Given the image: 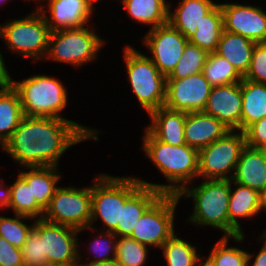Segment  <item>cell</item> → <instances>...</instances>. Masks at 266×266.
Wrapping results in <instances>:
<instances>
[{
    "instance_id": "obj_1",
    "label": "cell",
    "mask_w": 266,
    "mask_h": 266,
    "mask_svg": "<svg viewBox=\"0 0 266 266\" xmlns=\"http://www.w3.org/2000/svg\"><path fill=\"white\" fill-rule=\"evenodd\" d=\"M98 131L69 119L24 116L1 147L22 168L59 167L63 153L86 140L98 141Z\"/></svg>"
},
{
    "instance_id": "obj_2",
    "label": "cell",
    "mask_w": 266,
    "mask_h": 266,
    "mask_svg": "<svg viewBox=\"0 0 266 266\" xmlns=\"http://www.w3.org/2000/svg\"><path fill=\"white\" fill-rule=\"evenodd\" d=\"M143 137V152L164 174L167 184H153L139 179L162 194L178 195L198 177V150L187 144L173 146L157 140L147 129Z\"/></svg>"
},
{
    "instance_id": "obj_3",
    "label": "cell",
    "mask_w": 266,
    "mask_h": 266,
    "mask_svg": "<svg viewBox=\"0 0 266 266\" xmlns=\"http://www.w3.org/2000/svg\"><path fill=\"white\" fill-rule=\"evenodd\" d=\"M192 197L193 214L189 222L196 226H212L229 237L230 180L204 179L196 187L186 186L178 198Z\"/></svg>"
},
{
    "instance_id": "obj_4",
    "label": "cell",
    "mask_w": 266,
    "mask_h": 266,
    "mask_svg": "<svg viewBox=\"0 0 266 266\" xmlns=\"http://www.w3.org/2000/svg\"><path fill=\"white\" fill-rule=\"evenodd\" d=\"M91 186L92 210L90 227L98 217L101 218L105 230L112 232L116 227H121V206L126 200L142 185L136 177H113L107 174H100L94 178Z\"/></svg>"
},
{
    "instance_id": "obj_5",
    "label": "cell",
    "mask_w": 266,
    "mask_h": 266,
    "mask_svg": "<svg viewBox=\"0 0 266 266\" xmlns=\"http://www.w3.org/2000/svg\"><path fill=\"white\" fill-rule=\"evenodd\" d=\"M18 92L24 116L66 119L60 112L67 106V90L61 81L47 75H34L12 81Z\"/></svg>"
},
{
    "instance_id": "obj_6",
    "label": "cell",
    "mask_w": 266,
    "mask_h": 266,
    "mask_svg": "<svg viewBox=\"0 0 266 266\" xmlns=\"http://www.w3.org/2000/svg\"><path fill=\"white\" fill-rule=\"evenodd\" d=\"M123 59L129 82L142 109L149 114L165 105L167 77L160 73L152 60L127 45L124 48Z\"/></svg>"
},
{
    "instance_id": "obj_7",
    "label": "cell",
    "mask_w": 266,
    "mask_h": 266,
    "mask_svg": "<svg viewBox=\"0 0 266 266\" xmlns=\"http://www.w3.org/2000/svg\"><path fill=\"white\" fill-rule=\"evenodd\" d=\"M27 17L0 25V37L9 50L33 60L46 59L50 29L39 9Z\"/></svg>"
},
{
    "instance_id": "obj_8",
    "label": "cell",
    "mask_w": 266,
    "mask_h": 266,
    "mask_svg": "<svg viewBox=\"0 0 266 266\" xmlns=\"http://www.w3.org/2000/svg\"><path fill=\"white\" fill-rule=\"evenodd\" d=\"M93 29L72 28L53 31L50 33L46 57L57 62L85 65L96 60L97 53L106 44Z\"/></svg>"
},
{
    "instance_id": "obj_9",
    "label": "cell",
    "mask_w": 266,
    "mask_h": 266,
    "mask_svg": "<svg viewBox=\"0 0 266 266\" xmlns=\"http://www.w3.org/2000/svg\"><path fill=\"white\" fill-rule=\"evenodd\" d=\"M228 131L198 151V177L231 180L242 150L246 147L244 132ZM230 175V176H229Z\"/></svg>"
},
{
    "instance_id": "obj_10",
    "label": "cell",
    "mask_w": 266,
    "mask_h": 266,
    "mask_svg": "<svg viewBox=\"0 0 266 266\" xmlns=\"http://www.w3.org/2000/svg\"><path fill=\"white\" fill-rule=\"evenodd\" d=\"M92 210L91 187H58L49 205L44 210L43 219L83 231L90 227Z\"/></svg>"
},
{
    "instance_id": "obj_11",
    "label": "cell",
    "mask_w": 266,
    "mask_h": 266,
    "mask_svg": "<svg viewBox=\"0 0 266 266\" xmlns=\"http://www.w3.org/2000/svg\"><path fill=\"white\" fill-rule=\"evenodd\" d=\"M179 201L178 195L162 194L141 216L130 238L161 248L175 233L174 212Z\"/></svg>"
},
{
    "instance_id": "obj_12",
    "label": "cell",
    "mask_w": 266,
    "mask_h": 266,
    "mask_svg": "<svg viewBox=\"0 0 266 266\" xmlns=\"http://www.w3.org/2000/svg\"><path fill=\"white\" fill-rule=\"evenodd\" d=\"M33 228L40 234L43 256L47 257L49 265L79 266L82 260L78 249L79 230L43 218L35 219Z\"/></svg>"
},
{
    "instance_id": "obj_13",
    "label": "cell",
    "mask_w": 266,
    "mask_h": 266,
    "mask_svg": "<svg viewBox=\"0 0 266 266\" xmlns=\"http://www.w3.org/2000/svg\"><path fill=\"white\" fill-rule=\"evenodd\" d=\"M149 56L161 74L168 77L183 55L188 39L169 22L150 29L143 38Z\"/></svg>"
},
{
    "instance_id": "obj_14",
    "label": "cell",
    "mask_w": 266,
    "mask_h": 266,
    "mask_svg": "<svg viewBox=\"0 0 266 266\" xmlns=\"http://www.w3.org/2000/svg\"><path fill=\"white\" fill-rule=\"evenodd\" d=\"M211 88L202 72L182 79H167L164 106L184 113L203 111Z\"/></svg>"
},
{
    "instance_id": "obj_15",
    "label": "cell",
    "mask_w": 266,
    "mask_h": 266,
    "mask_svg": "<svg viewBox=\"0 0 266 266\" xmlns=\"http://www.w3.org/2000/svg\"><path fill=\"white\" fill-rule=\"evenodd\" d=\"M225 31L240 34L256 43H266V12L259 7L219 3Z\"/></svg>"
},
{
    "instance_id": "obj_16",
    "label": "cell",
    "mask_w": 266,
    "mask_h": 266,
    "mask_svg": "<svg viewBox=\"0 0 266 266\" xmlns=\"http://www.w3.org/2000/svg\"><path fill=\"white\" fill-rule=\"evenodd\" d=\"M42 1L43 0H38ZM45 1V0H44ZM48 12L50 16L46 14V9L43 4H39L37 8L42 12L46 23L51 32L85 27L87 22L93 15L94 2L97 0H46Z\"/></svg>"
},
{
    "instance_id": "obj_17",
    "label": "cell",
    "mask_w": 266,
    "mask_h": 266,
    "mask_svg": "<svg viewBox=\"0 0 266 266\" xmlns=\"http://www.w3.org/2000/svg\"><path fill=\"white\" fill-rule=\"evenodd\" d=\"M203 112L215 117L230 130L241 131V82L212 87Z\"/></svg>"
},
{
    "instance_id": "obj_18",
    "label": "cell",
    "mask_w": 266,
    "mask_h": 266,
    "mask_svg": "<svg viewBox=\"0 0 266 266\" xmlns=\"http://www.w3.org/2000/svg\"><path fill=\"white\" fill-rule=\"evenodd\" d=\"M228 131L230 129L222 122L203 111L186 113L185 142L198 151L223 137Z\"/></svg>"
},
{
    "instance_id": "obj_19",
    "label": "cell",
    "mask_w": 266,
    "mask_h": 266,
    "mask_svg": "<svg viewBox=\"0 0 266 266\" xmlns=\"http://www.w3.org/2000/svg\"><path fill=\"white\" fill-rule=\"evenodd\" d=\"M237 188L232 189L230 180L229 198V237L243 235L238 218H252L262 210L261 194L254 189L235 183Z\"/></svg>"
},
{
    "instance_id": "obj_20",
    "label": "cell",
    "mask_w": 266,
    "mask_h": 266,
    "mask_svg": "<svg viewBox=\"0 0 266 266\" xmlns=\"http://www.w3.org/2000/svg\"><path fill=\"white\" fill-rule=\"evenodd\" d=\"M149 117L152 123L146 129L157 140L173 146L186 144L184 136L186 113L163 106L151 111Z\"/></svg>"
},
{
    "instance_id": "obj_21",
    "label": "cell",
    "mask_w": 266,
    "mask_h": 266,
    "mask_svg": "<svg viewBox=\"0 0 266 266\" xmlns=\"http://www.w3.org/2000/svg\"><path fill=\"white\" fill-rule=\"evenodd\" d=\"M231 180L262 194L266 189V156L258 148L246 146Z\"/></svg>"
},
{
    "instance_id": "obj_22",
    "label": "cell",
    "mask_w": 266,
    "mask_h": 266,
    "mask_svg": "<svg viewBox=\"0 0 266 266\" xmlns=\"http://www.w3.org/2000/svg\"><path fill=\"white\" fill-rule=\"evenodd\" d=\"M161 195L157 189L142 184L121 206V227L112 232L117 237H130L141 216Z\"/></svg>"
},
{
    "instance_id": "obj_23",
    "label": "cell",
    "mask_w": 266,
    "mask_h": 266,
    "mask_svg": "<svg viewBox=\"0 0 266 266\" xmlns=\"http://www.w3.org/2000/svg\"><path fill=\"white\" fill-rule=\"evenodd\" d=\"M217 3L212 0H181L176 11L172 13L169 5L168 22L187 39L197 30L203 17L209 13Z\"/></svg>"
},
{
    "instance_id": "obj_24",
    "label": "cell",
    "mask_w": 266,
    "mask_h": 266,
    "mask_svg": "<svg viewBox=\"0 0 266 266\" xmlns=\"http://www.w3.org/2000/svg\"><path fill=\"white\" fill-rule=\"evenodd\" d=\"M256 42L240 34L223 31L216 53L224 57L244 77L251 64Z\"/></svg>"
},
{
    "instance_id": "obj_25",
    "label": "cell",
    "mask_w": 266,
    "mask_h": 266,
    "mask_svg": "<svg viewBox=\"0 0 266 266\" xmlns=\"http://www.w3.org/2000/svg\"><path fill=\"white\" fill-rule=\"evenodd\" d=\"M29 171L18 174L27 184H31L32 198L45 209L59 186L60 171L56 166L27 167Z\"/></svg>"
},
{
    "instance_id": "obj_26",
    "label": "cell",
    "mask_w": 266,
    "mask_h": 266,
    "mask_svg": "<svg viewBox=\"0 0 266 266\" xmlns=\"http://www.w3.org/2000/svg\"><path fill=\"white\" fill-rule=\"evenodd\" d=\"M242 116L241 131L266 116V84L247 79L241 81Z\"/></svg>"
},
{
    "instance_id": "obj_27",
    "label": "cell",
    "mask_w": 266,
    "mask_h": 266,
    "mask_svg": "<svg viewBox=\"0 0 266 266\" xmlns=\"http://www.w3.org/2000/svg\"><path fill=\"white\" fill-rule=\"evenodd\" d=\"M129 16L150 29L168 23L169 5L166 0H120Z\"/></svg>"
},
{
    "instance_id": "obj_28",
    "label": "cell",
    "mask_w": 266,
    "mask_h": 266,
    "mask_svg": "<svg viewBox=\"0 0 266 266\" xmlns=\"http://www.w3.org/2000/svg\"><path fill=\"white\" fill-rule=\"evenodd\" d=\"M24 117L18 92L12 87H0V145L11 137Z\"/></svg>"
},
{
    "instance_id": "obj_29",
    "label": "cell",
    "mask_w": 266,
    "mask_h": 266,
    "mask_svg": "<svg viewBox=\"0 0 266 266\" xmlns=\"http://www.w3.org/2000/svg\"><path fill=\"white\" fill-rule=\"evenodd\" d=\"M197 30L188 39L189 43L199 46L210 52H215L217 45L224 31L223 15L220 4H217L209 13H207Z\"/></svg>"
},
{
    "instance_id": "obj_30",
    "label": "cell",
    "mask_w": 266,
    "mask_h": 266,
    "mask_svg": "<svg viewBox=\"0 0 266 266\" xmlns=\"http://www.w3.org/2000/svg\"><path fill=\"white\" fill-rule=\"evenodd\" d=\"M11 195L7 208L13 209L14 214L23 215L36 220L43 218L44 208L32 198L31 184H27L19 175L10 185Z\"/></svg>"
},
{
    "instance_id": "obj_31",
    "label": "cell",
    "mask_w": 266,
    "mask_h": 266,
    "mask_svg": "<svg viewBox=\"0 0 266 266\" xmlns=\"http://www.w3.org/2000/svg\"><path fill=\"white\" fill-rule=\"evenodd\" d=\"M229 238L240 243L244 239V234L236 237L223 236L217 240L207 260L212 266H248L254 254L237 247H227Z\"/></svg>"
},
{
    "instance_id": "obj_32",
    "label": "cell",
    "mask_w": 266,
    "mask_h": 266,
    "mask_svg": "<svg viewBox=\"0 0 266 266\" xmlns=\"http://www.w3.org/2000/svg\"><path fill=\"white\" fill-rule=\"evenodd\" d=\"M202 73L212 87L238 83L243 79L233 65L216 52L209 53Z\"/></svg>"
},
{
    "instance_id": "obj_33",
    "label": "cell",
    "mask_w": 266,
    "mask_h": 266,
    "mask_svg": "<svg viewBox=\"0 0 266 266\" xmlns=\"http://www.w3.org/2000/svg\"><path fill=\"white\" fill-rule=\"evenodd\" d=\"M161 250L168 266H196L201 259L196 247L175 233L161 246Z\"/></svg>"
},
{
    "instance_id": "obj_34",
    "label": "cell",
    "mask_w": 266,
    "mask_h": 266,
    "mask_svg": "<svg viewBox=\"0 0 266 266\" xmlns=\"http://www.w3.org/2000/svg\"><path fill=\"white\" fill-rule=\"evenodd\" d=\"M208 56L207 50L188 42L183 55L167 79H182L202 72Z\"/></svg>"
},
{
    "instance_id": "obj_35",
    "label": "cell",
    "mask_w": 266,
    "mask_h": 266,
    "mask_svg": "<svg viewBox=\"0 0 266 266\" xmlns=\"http://www.w3.org/2000/svg\"><path fill=\"white\" fill-rule=\"evenodd\" d=\"M148 246L130 237L116 239L115 259L122 266H144L148 256Z\"/></svg>"
},
{
    "instance_id": "obj_36",
    "label": "cell",
    "mask_w": 266,
    "mask_h": 266,
    "mask_svg": "<svg viewBox=\"0 0 266 266\" xmlns=\"http://www.w3.org/2000/svg\"><path fill=\"white\" fill-rule=\"evenodd\" d=\"M28 219L33 218L17 214H15L14 218L0 216V237L14 247L21 249L27 240L29 232L34 227V223L28 226L22 222Z\"/></svg>"
},
{
    "instance_id": "obj_37",
    "label": "cell",
    "mask_w": 266,
    "mask_h": 266,
    "mask_svg": "<svg viewBox=\"0 0 266 266\" xmlns=\"http://www.w3.org/2000/svg\"><path fill=\"white\" fill-rule=\"evenodd\" d=\"M104 231L105 230H103L99 236L96 235V237L93 238L94 242L92 241L90 243V251L96 254L97 259L94 258L93 260H89L88 263L83 262L82 264H80L79 261V266L115 259L117 236L113 232Z\"/></svg>"
},
{
    "instance_id": "obj_38",
    "label": "cell",
    "mask_w": 266,
    "mask_h": 266,
    "mask_svg": "<svg viewBox=\"0 0 266 266\" xmlns=\"http://www.w3.org/2000/svg\"><path fill=\"white\" fill-rule=\"evenodd\" d=\"M24 266H47L49 265L46 256H43L42 241L40 234L32 228L27 240L21 248Z\"/></svg>"
},
{
    "instance_id": "obj_39",
    "label": "cell",
    "mask_w": 266,
    "mask_h": 266,
    "mask_svg": "<svg viewBox=\"0 0 266 266\" xmlns=\"http://www.w3.org/2000/svg\"><path fill=\"white\" fill-rule=\"evenodd\" d=\"M243 79L266 84V43H256L249 70Z\"/></svg>"
},
{
    "instance_id": "obj_40",
    "label": "cell",
    "mask_w": 266,
    "mask_h": 266,
    "mask_svg": "<svg viewBox=\"0 0 266 266\" xmlns=\"http://www.w3.org/2000/svg\"><path fill=\"white\" fill-rule=\"evenodd\" d=\"M0 266H24L21 249L0 237Z\"/></svg>"
},
{
    "instance_id": "obj_41",
    "label": "cell",
    "mask_w": 266,
    "mask_h": 266,
    "mask_svg": "<svg viewBox=\"0 0 266 266\" xmlns=\"http://www.w3.org/2000/svg\"><path fill=\"white\" fill-rule=\"evenodd\" d=\"M246 146L258 148L266 142V116L250 125L245 131Z\"/></svg>"
},
{
    "instance_id": "obj_42",
    "label": "cell",
    "mask_w": 266,
    "mask_h": 266,
    "mask_svg": "<svg viewBox=\"0 0 266 266\" xmlns=\"http://www.w3.org/2000/svg\"><path fill=\"white\" fill-rule=\"evenodd\" d=\"M12 81L11 75L5 66L4 57L0 51V87L12 86Z\"/></svg>"
},
{
    "instance_id": "obj_43",
    "label": "cell",
    "mask_w": 266,
    "mask_h": 266,
    "mask_svg": "<svg viewBox=\"0 0 266 266\" xmlns=\"http://www.w3.org/2000/svg\"><path fill=\"white\" fill-rule=\"evenodd\" d=\"M260 240H266V229L264 230L262 236L259 237ZM254 261L252 262V266H266V241L264 245L260 249V251L256 254ZM250 264L248 266H251Z\"/></svg>"
},
{
    "instance_id": "obj_44",
    "label": "cell",
    "mask_w": 266,
    "mask_h": 266,
    "mask_svg": "<svg viewBox=\"0 0 266 266\" xmlns=\"http://www.w3.org/2000/svg\"><path fill=\"white\" fill-rule=\"evenodd\" d=\"M5 182L0 180V207L1 209H6L9 205L11 188L4 186ZM2 185V186H1ZM6 187V188H5Z\"/></svg>"
},
{
    "instance_id": "obj_45",
    "label": "cell",
    "mask_w": 266,
    "mask_h": 266,
    "mask_svg": "<svg viewBox=\"0 0 266 266\" xmlns=\"http://www.w3.org/2000/svg\"><path fill=\"white\" fill-rule=\"evenodd\" d=\"M83 266H122L117 259H112L109 261H103L100 263H93V264H83Z\"/></svg>"
},
{
    "instance_id": "obj_46",
    "label": "cell",
    "mask_w": 266,
    "mask_h": 266,
    "mask_svg": "<svg viewBox=\"0 0 266 266\" xmlns=\"http://www.w3.org/2000/svg\"><path fill=\"white\" fill-rule=\"evenodd\" d=\"M261 204H262V210H266V189L261 194Z\"/></svg>"
},
{
    "instance_id": "obj_47",
    "label": "cell",
    "mask_w": 266,
    "mask_h": 266,
    "mask_svg": "<svg viewBox=\"0 0 266 266\" xmlns=\"http://www.w3.org/2000/svg\"><path fill=\"white\" fill-rule=\"evenodd\" d=\"M202 259L203 258L198 261L199 266H212L207 259H205L204 262L202 261Z\"/></svg>"
},
{
    "instance_id": "obj_48",
    "label": "cell",
    "mask_w": 266,
    "mask_h": 266,
    "mask_svg": "<svg viewBox=\"0 0 266 266\" xmlns=\"http://www.w3.org/2000/svg\"><path fill=\"white\" fill-rule=\"evenodd\" d=\"M258 149L266 156V142L260 145Z\"/></svg>"
},
{
    "instance_id": "obj_49",
    "label": "cell",
    "mask_w": 266,
    "mask_h": 266,
    "mask_svg": "<svg viewBox=\"0 0 266 266\" xmlns=\"http://www.w3.org/2000/svg\"><path fill=\"white\" fill-rule=\"evenodd\" d=\"M6 1H9V0H0V3L2 2V4H4V2L6 3Z\"/></svg>"
}]
</instances>
